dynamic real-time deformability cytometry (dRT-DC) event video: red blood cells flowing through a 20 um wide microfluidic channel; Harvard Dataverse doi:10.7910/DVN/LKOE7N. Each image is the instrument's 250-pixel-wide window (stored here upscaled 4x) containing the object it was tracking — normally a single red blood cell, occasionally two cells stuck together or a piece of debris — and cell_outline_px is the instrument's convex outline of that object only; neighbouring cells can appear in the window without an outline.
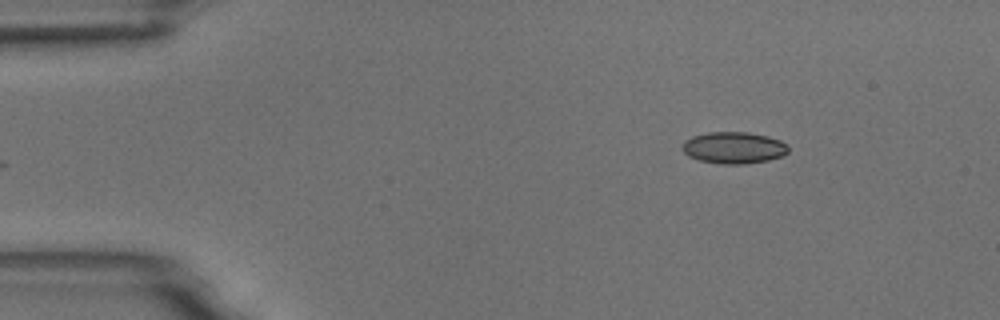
{"species": "common noctule bat (a hibernating species)", "species_latin": "Nyctalus noctula", "temperature_condition": "room temperature", "stored_images_in_passage": 7, "camera_frame_rate_fps": 3000, "um_per_image_px": 0.085, "animal": {"sex": "male", "body_mass_g": 18.8}, "frame": {"image": 1, "passage_image": 1, "time_ms": 0.0, "image_size_px": [1000, 320], "cell_outline_px": [[788, 152], [784, 156], [768, 160], [744, 164], [720, 164], [700, 160], [688, 156], [684, 152], [684, 140], [692, 136], [708, 132], [748, 132], [768, 136], [780, 140], [788, 144]], "centroid_in_image_um": [62.41, 12.55], "position_along_channel_um": 22.6, "area_um2": 19.65}}
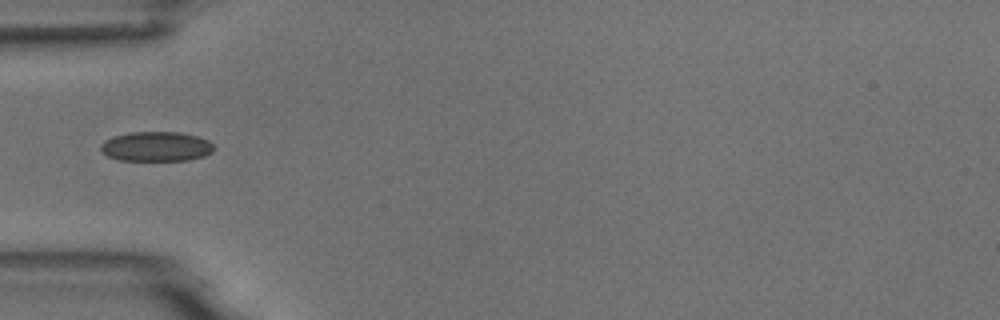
{"frame": {"image": 2, "passage_image": 3, "time_ms": 3.333, "image_size_px": [1000, 320], "cell_outline_px": [[216, 148], [212, 152], [204, 156], [188, 160], [116, 160], [100, 152], [100, 144], [104, 140], [112, 136], [132, 132], [180, 132], [196, 136], [208, 140]], "centroid_in_image_um": [13.25, 12.45], "position_along_channel_um": 71.8, "area_um2": 19.77}}